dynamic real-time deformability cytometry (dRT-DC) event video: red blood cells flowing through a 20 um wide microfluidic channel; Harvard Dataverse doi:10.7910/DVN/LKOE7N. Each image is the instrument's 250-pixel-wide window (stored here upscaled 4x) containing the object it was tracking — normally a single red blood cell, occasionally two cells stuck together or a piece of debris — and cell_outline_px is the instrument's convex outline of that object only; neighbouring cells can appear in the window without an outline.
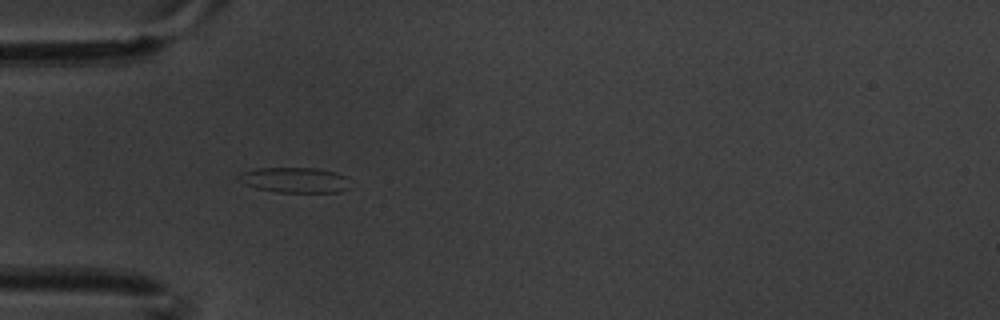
{"species": "common noctule bat (a hibernating species)", "species_latin": "Nyctalus noctula", "temperature_condition": "warm", "stored_images_in_passage": 2, "camera_frame_rate_fps": 3000, "um_per_image_px": 0.085, "animal": {"sex": "male", "body_mass_g": 20.1, "forearm_length_mm": 53.5}, "frame": {"image": 1, "passage_image": 1, "time_ms": 0.0, "image_size_px": [1000, 320], "cell_outline_px": [[348, 188], [340, 192], [276, 192], [256, 188], [244, 184], [236, 180], [236, 176], [240, 172], [256, 168], [320, 168], [336, 172], [348, 176]], "centroid_in_image_um": [25.02, 15.29], "position_along_channel_um": 60.0, "area_um2": 16.76}}